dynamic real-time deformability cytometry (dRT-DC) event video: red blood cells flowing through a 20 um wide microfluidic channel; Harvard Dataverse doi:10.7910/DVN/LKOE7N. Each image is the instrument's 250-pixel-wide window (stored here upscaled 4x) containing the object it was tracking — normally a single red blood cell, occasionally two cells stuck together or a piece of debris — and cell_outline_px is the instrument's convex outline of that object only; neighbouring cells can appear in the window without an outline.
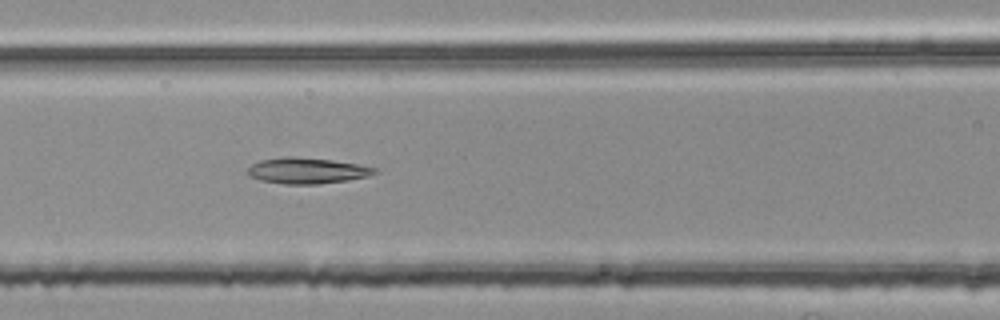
{"species": "common noctule bat (a hibernating species)", "species_latin": "Nyctalus noctula", "temperature_condition": "room temperature", "stored_images_in_passage": 41, "segment_of_instrument_passage": [1, 2], "camera_frame_rate_fps": 3000, "um_per_image_px": 0.085, "animal": {"sex": "female", "body_mass_g": 25.1}, "frame": {"image": 1, "passage_image": 9, "time_ms": 2.667, "image_size_px": [1000, 320], "cell_outline_px": [[380, 172], [368, 176], [348, 180], [320, 184], [284, 184], [260, 180], [248, 176], [248, 168], [252, 164], [260, 160], [284, 156], [292, 156], [332, 160], [356, 164], [376, 168]], "centroid_in_image_um": [26.09, 14.51], "position_along_channel_um": 140.5, "area_um2": 19.25}}
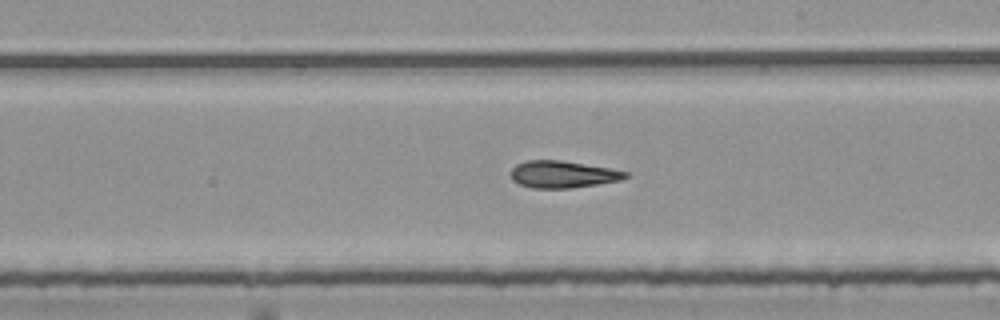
{"frame": {"image": 2, "passage_image": 17, "time_ms": 5.333, "image_size_px": [1000, 320], "cell_outline_px": [[628, 176], [620, 180], [572, 188], [532, 188], [520, 184], [512, 180], [512, 168], [516, 164], [524, 160], [560, 160], [608, 168], [628, 172]], "centroid_in_image_um": [47.8, 14.81], "position_along_channel_um": 241.2, "area_um2": 17.86}}
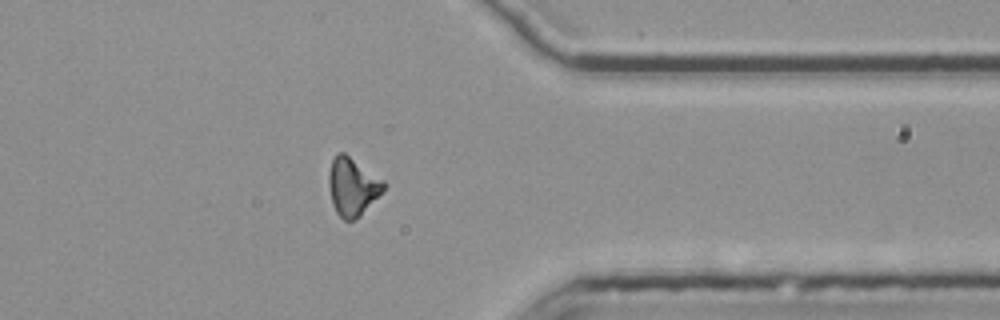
{"frame": {"image": 3, "passage_image": 29, "time_ms": 9.333, "image_size_px": [1000, 320], "cell_outline_px": [[388, 184], [360, 216], [352, 220], [344, 220], [336, 212], [332, 204], [328, 184], [328, 176], [332, 160], [336, 152], [344, 152], [384, 180]], "centroid_in_image_um": [29.95, 15.84], "position_along_channel_um": 381.5, "area_um2": 18.5}}